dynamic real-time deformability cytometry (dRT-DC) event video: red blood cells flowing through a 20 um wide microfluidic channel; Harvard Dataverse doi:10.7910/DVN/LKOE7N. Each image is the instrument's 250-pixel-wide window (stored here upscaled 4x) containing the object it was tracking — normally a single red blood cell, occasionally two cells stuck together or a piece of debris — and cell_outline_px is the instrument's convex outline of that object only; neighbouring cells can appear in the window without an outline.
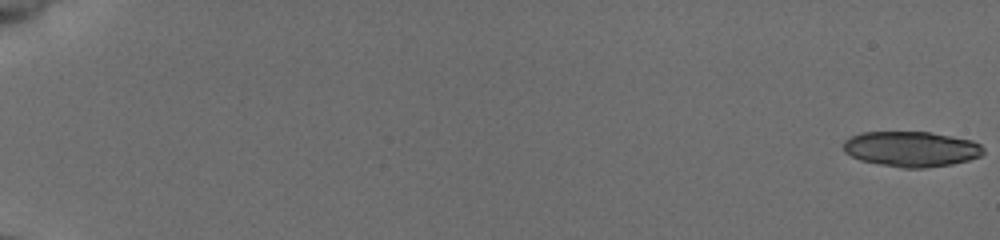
{"species": "common noctule bat (a hibernating species)", "species_latin": "Nyctalus noctula", "temperature_condition": "cold", "stored_images_in_passage": 56, "segment_of_instrument_passage": [1, 2], "camera_frame_rate_fps": 3000, "um_per_image_px": 0.085, "animal": {"sex": "female", "body_mass_g": 19.5, "forearm_length_mm": 54.1}, "frame": {"image": 1, "passage_image": 1, "time_ms": 0.0, "image_size_px": [1000, 240], "cell_outline_px": [[984, 152], [980, 156], [968, 160], [952, 164], [924, 168], [904, 168], [880, 164], [860, 160], [844, 152], [844, 140], [852, 136], [864, 132], [928, 132], [972, 140], [980, 144], [984, 148]], "centroid_in_image_um": [77.47, 12.67], "position_along_channel_um": 7.5, "area_um2": 28.67}}
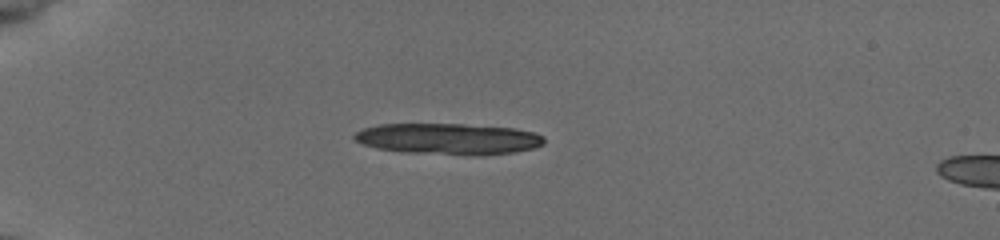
{"frame": {"image": 2, "passage_image": 17, "time_ms": 5.333, "image_size_px": [1000, 240], "cell_outline_px": [[544, 144], [532, 148], [516, 152], [476, 156], [408, 152], [376, 148], [360, 144], [352, 136], [356, 132], [364, 128], [380, 124], [464, 124], [512, 128], [532, 132], [544, 136]], "centroid_in_image_um": [38.11, 11.81], "position_along_channel_um": 46.9, "area_um2": 34.51}}